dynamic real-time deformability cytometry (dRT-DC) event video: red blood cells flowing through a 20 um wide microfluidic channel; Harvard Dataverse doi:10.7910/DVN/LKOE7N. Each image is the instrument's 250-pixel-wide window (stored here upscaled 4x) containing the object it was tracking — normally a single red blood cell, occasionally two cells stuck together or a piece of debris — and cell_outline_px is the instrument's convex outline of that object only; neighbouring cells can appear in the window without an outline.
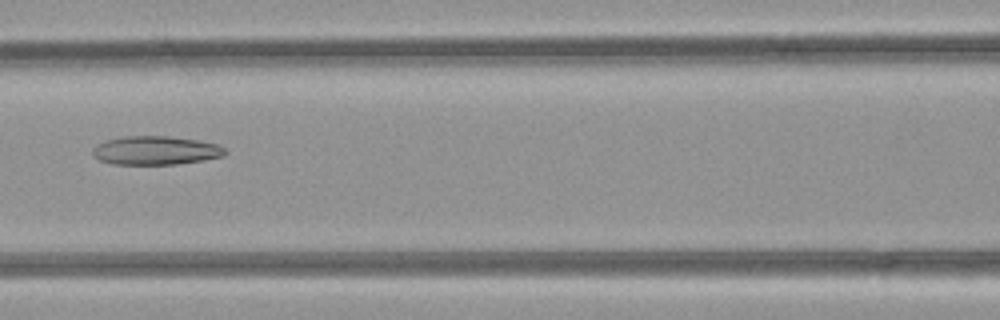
{"species": "common noctule bat (a hibernating species)", "species_latin": "Nyctalus noctula", "temperature_condition": "room temperature", "stored_images_in_passage": 37, "camera_frame_rate_fps": 3000, "um_per_image_px": 0.085, "animal": {"sex": "female", "body_mass_g": 21.9}, "frame": {"image": 1, "passage_image": 9, "time_ms": 2.667, "image_size_px": [1000, 320], "cell_outline_px": [[228, 152], [224, 156], [204, 160], [176, 164], [112, 164], [100, 160], [92, 156], [92, 148], [96, 144], [108, 140], [124, 136], [168, 136], [196, 140], [220, 144]], "centroid_in_image_um": [13.24, 12.79], "position_along_channel_um": 153.4, "area_um2": 22.25}}
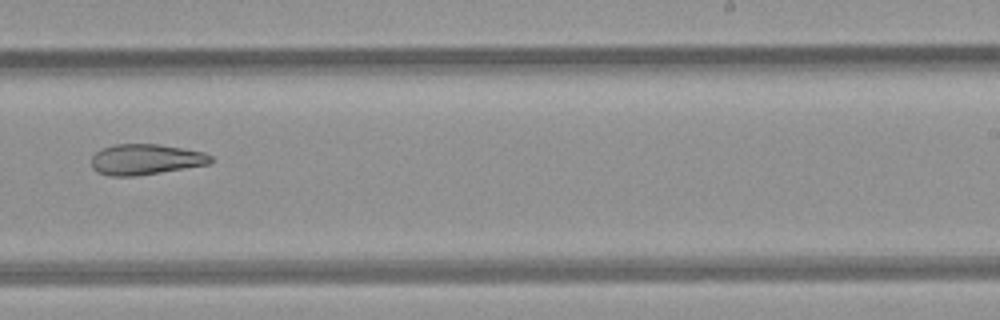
{"frame": {"image": 2, "passage_image": 18, "time_ms": 5.667, "image_size_px": [1000, 320], "cell_outline_px": [[212, 160], [208, 164], [136, 176], [108, 176], [96, 172], [92, 168], [92, 156], [96, 152], [104, 148], [116, 144], [160, 144], [184, 148], [204, 152], [212, 156]], "centroid_in_image_um": [12.36, 13.55], "position_along_channel_um": 276.6, "area_um2": 21.27}}
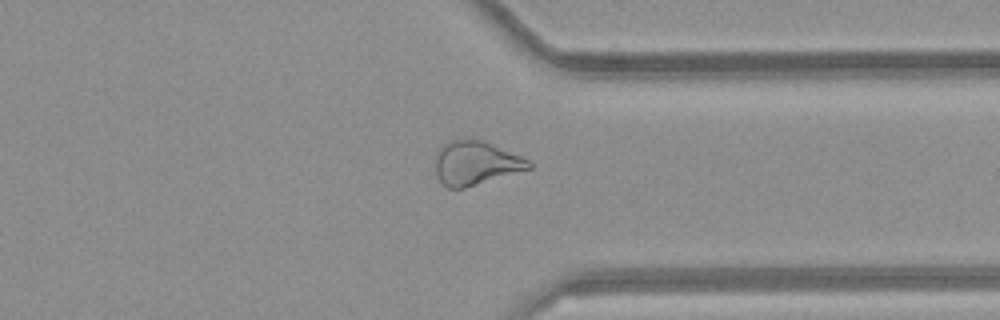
{"frame": {"image": 3, "passage_image": 25, "time_ms": 8.0, "image_size_px": [1000, 320], "cell_outline_px": [[532, 168], [464, 188], [448, 188], [440, 180], [436, 172], [436, 152], [444, 144], [452, 140], [464, 136], [484, 140], [520, 156], [528, 160], [532, 164]], "centroid_in_image_um": [40.42, 13.82], "position_along_channel_um": 371.0, "area_um2": 23.93}}